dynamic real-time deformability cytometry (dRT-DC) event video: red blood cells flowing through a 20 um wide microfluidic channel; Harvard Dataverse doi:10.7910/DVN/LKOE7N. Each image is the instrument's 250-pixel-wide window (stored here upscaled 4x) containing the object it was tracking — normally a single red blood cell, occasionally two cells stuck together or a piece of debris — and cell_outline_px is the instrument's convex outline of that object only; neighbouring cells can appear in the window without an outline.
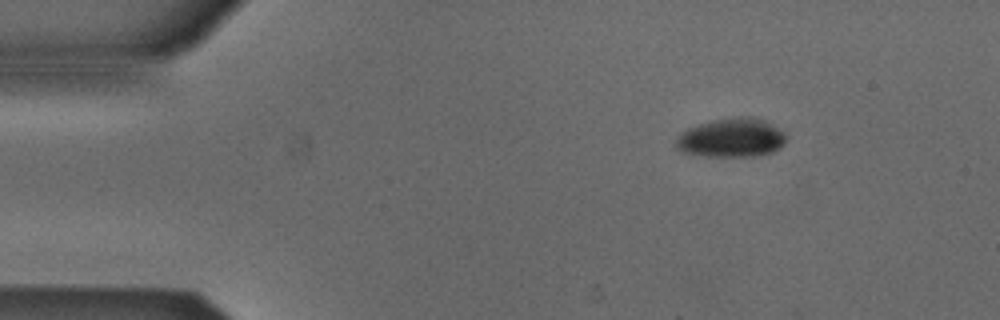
{"species": "Egyptian fruit bat (a non-hibernating species)", "species_latin": "Rousettus aegyptiacus", "temperature_condition": "cold", "stored_images_in_passage": 47, "camera_frame_rate_fps": 3000, "um_per_image_px": 0.085, "animal": {"sex": "male"}, "frame": {"image": 1, "passage_image": 1, "time_ms": 0.0, "image_size_px": [1000, 320], "cell_outline_px": [[788, 136], [784, 144], [780, 148], [772, 152], [756, 156], [704, 156], [684, 152], [676, 148], [676, 140], [688, 128], [700, 124], [716, 120], [736, 116], [752, 116], [764, 120], [784, 132]], "centroid_in_image_um": [62.23, 11.71], "position_along_channel_um": 22.8, "area_um2": 24.85}}
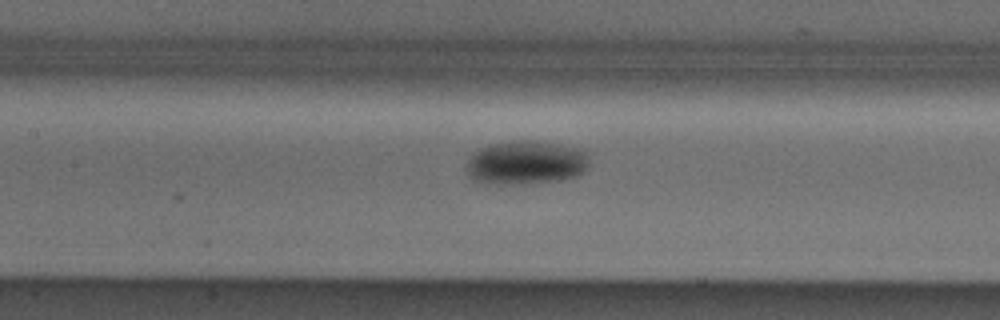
{"frame": {"image": 2, "passage_image": 18, "time_ms": 5.667, "image_size_px": [1000, 320], "cell_outline_px": [[588, 164], [580, 172], [564, 180], [524, 184], [488, 184], [472, 180], [468, 176], [464, 168], [464, 164], [472, 152], [480, 148], [492, 144], [516, 140], [536, 140], [560, 144], [576, 148], [584, 152], [588, 156]], "centroid_in_image_um": [44.59, 13.83], "position_along_channel_um": 162.8, "area_um2": 31.73}}
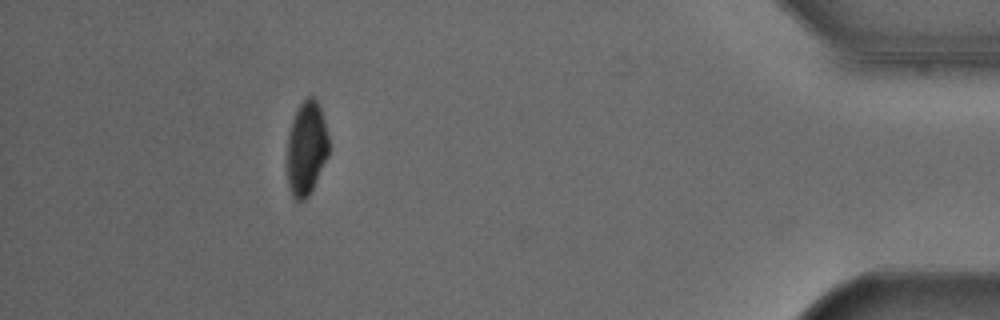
{"frame": {"image": 3, "passage_image": 42, "time_ms": 13.667, "image_size_px": [1000, 320], "cell_outline_px": [[328, 156], [308, 196], [304, 200], [296, 200], [292, 196], [288, 188], [288, 136], [292, 120], [296, 108], [308, 96], [316, 96], [320, 108], [328, 136]], "centroid_in_image_um": [26.04, 12.58], "position_along_channel_um": 409.2, "area_um2": 22.6}, "authors_computed_cell_mechanics": {"area_um2": 26.7036, "velocity_mm_per_s": 3.8249, "shape_relaxation_time_tau1_ms": 4.5486, "shape_relaxation_time_tau2_ms": null, "deformation_change_tau1": 0.1288, "deformation_change_tau2": null}}